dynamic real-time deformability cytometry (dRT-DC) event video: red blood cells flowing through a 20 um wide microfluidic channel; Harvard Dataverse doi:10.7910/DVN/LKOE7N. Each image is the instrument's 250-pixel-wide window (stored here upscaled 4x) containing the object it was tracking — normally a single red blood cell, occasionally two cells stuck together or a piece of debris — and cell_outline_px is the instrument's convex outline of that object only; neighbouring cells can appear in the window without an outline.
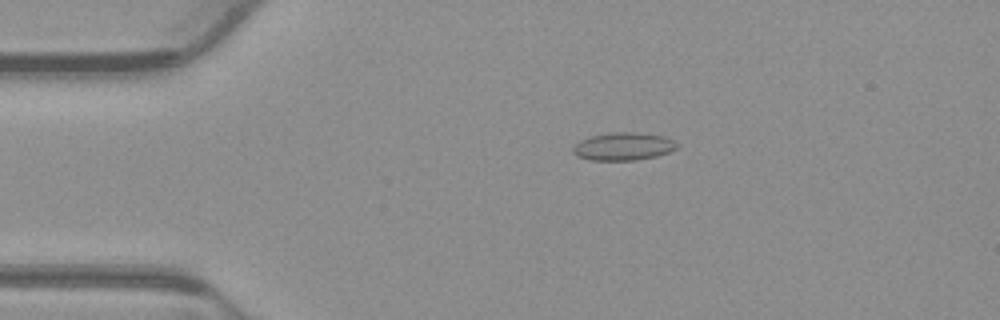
{"species": "common noctule bat (a hibernating species)", "species_latin": "Nyctalus noctula", "temperature_condition": "warm", "stored_images_in_passage": 53, "camera_frame_rate_fps": 3000, "um_per_image_px": 0.085, "animal": {"sex": "male", "body_mass_g": 23.1, "forearm_length_mm": 52.7}, "frame": {"image": 1, "passage_image": 11, "time_ms": 3.333, "image_size_px": [1000, 320], "cell_outline_px": [[680, 144], [676, 148], [668, 152], [656, 156], [636, 160], [588, 160], [576, 156], [572, 152], [572, 148], [580, 140], [588, 136], [612, 132], [636, 132], [664, 136]], "centroid_in_image_um": [52.95, 12.44], "position_along_channel_um": 32.0, "area_um2": 16.99}}
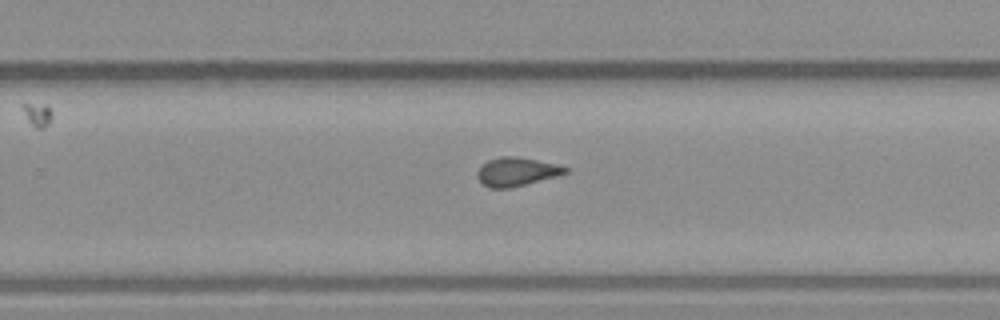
{"frame": {"image": 2, "passage_image": 34, "time_ms": 11.0, "image_size_px": [1000, 320], "cell_outline_px": [[568, 172], [556, 176], [508, 188], [488, 188], [476, 176], [476, 172], [488, 160], [500, 156], [516, 156], [556, 164], [568, 168]], "centroid_in_image_um": [43.88, 14.59], "position_along_channel_um": 285.9, "area_um2": 14.39}}
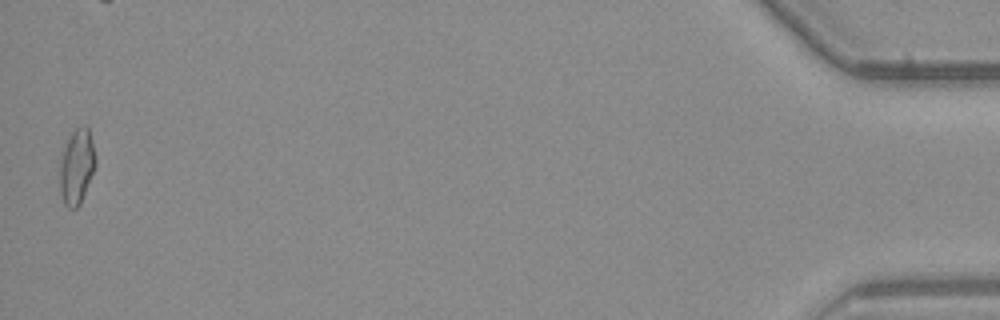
{"frame": {"image": 3, "passage_image": 53, "time_ms": 17.333, "image_size_px": [1000, 320], "cell_outline_px": [[96, 164], [80, 204], [76, 208], [68, 208], [64, 204], [60, 192], [60, 152], [72, 132], [76, 128], [84, 124], [88, 128], [96, 156]], "centroid_in_image_um": [6.5, 14.14], "position_along_channel_um": 428.7, "area_um2": 15.72}, "authors_computed_cell_mechanics": {"area_um2": 14.7968, "velocity_mm_per_s": 3.8723, "shape_relaxation_time_tau1_ms": null, "shape_relaxation_time_tau2_ms": 1.96, "deformation_change_tau1": null, "deformation_change_tau2": 0.0849}}